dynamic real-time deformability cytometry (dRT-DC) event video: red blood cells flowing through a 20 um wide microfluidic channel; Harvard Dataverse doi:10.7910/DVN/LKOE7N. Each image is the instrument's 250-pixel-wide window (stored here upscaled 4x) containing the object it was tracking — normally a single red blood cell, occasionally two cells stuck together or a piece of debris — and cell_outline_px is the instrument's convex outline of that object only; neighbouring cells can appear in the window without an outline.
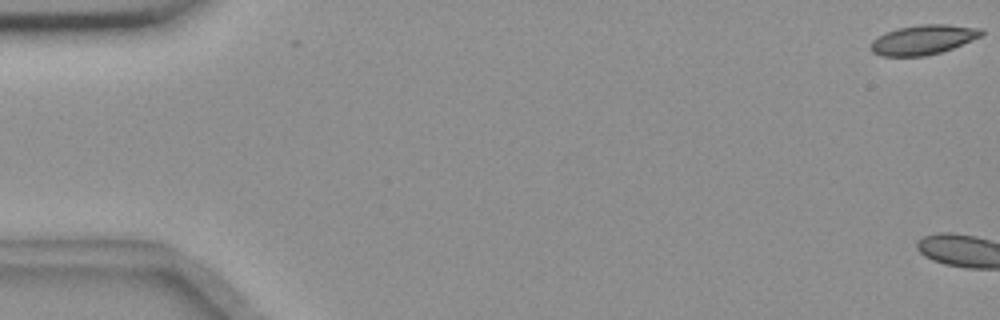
{"species": "common noctule bat (a hibernating species)", "species_latin": "Nyctalus noctula", "temperature_condition": "room temperature", "stored_images_in_passage": 10, "camera_frame_rate_fps": 3000, "um_per_image_px": 0.085, "animal": {"sex": "female", "body_mass_g": 18.4}, "frame": {"image": 1, "passage_image": 1, "time_ms": 0.0, "image_size_px": [1000, 320], "cell_outline_px": [[984, 36], [952, 48], [940, 52], [924, 56], [880, 56], [872, 52], [872, 40], [884, 32], [896, 28], [920, 24], [948, 24], [984, 28]], "centroid_in_image_um": [78.51, 3.36], "position_along_channel_um": 6.5, "area_um2": 19.36}}